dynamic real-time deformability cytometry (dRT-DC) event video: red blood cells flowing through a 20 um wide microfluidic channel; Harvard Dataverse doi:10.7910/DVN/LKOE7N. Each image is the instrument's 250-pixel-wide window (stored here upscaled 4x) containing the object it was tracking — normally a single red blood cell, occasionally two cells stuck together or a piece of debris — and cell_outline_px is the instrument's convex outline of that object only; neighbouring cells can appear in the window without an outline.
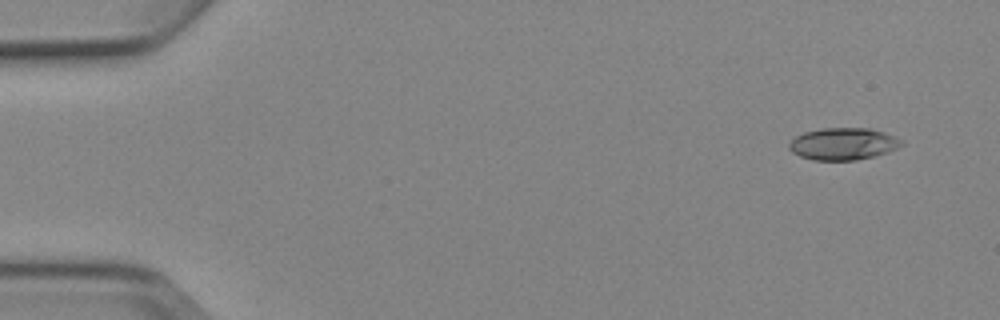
{"species": "Egyptian fruit bat (a non-hibernating species)", "species_latin": "Rousettus aegyptiacus", "temperature_condition": "cold", "stored_images_in_passage": 4, "camera_frame_rate_fps": 3000, "um_per_image_px": 0.085, "animal": {"sex": "female"}, "frame": {"image": 1, "passage_image": 1, "time_ms": 0.0, "image_size_px": [1000, 320], "cell_outline_px": [[904, 144], [888, 152], [876, 156], [856, 160], [812, 160], [800, 156], [792, 152], [788, 148], [788, 144], [796, 136], [804, 132], [820, 128], [872, 128], [896, 136], [904, 140]], "centroid_in_image_um": [71.7, 12.22], "position_along_channel_um": 13.3, "area_um2": 21.27}}
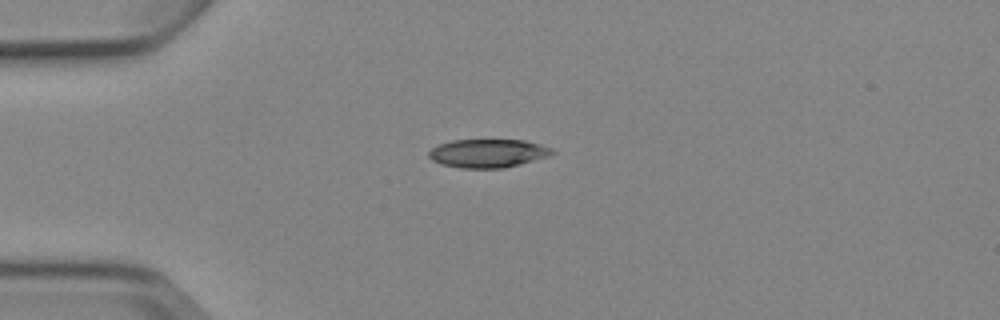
{"frame": {"image": 2, "passage_image": 4, "time_ms": 3.333, "image_size_px": [1000, 320], "cell_outline_px": [[556, 152], [548, 156], [520, 164], [504, 168], [460, 168], [440, 164], [432, 160], [428, 156], [428, 152], [432, 148], [440, 144], [452, 140], [524, 140], [540, 144], [552, 148]], "centroid_in_image_um": [41.46, 13.03], "position_along_channel_um": 43.5, "area_um2": 20.46}}